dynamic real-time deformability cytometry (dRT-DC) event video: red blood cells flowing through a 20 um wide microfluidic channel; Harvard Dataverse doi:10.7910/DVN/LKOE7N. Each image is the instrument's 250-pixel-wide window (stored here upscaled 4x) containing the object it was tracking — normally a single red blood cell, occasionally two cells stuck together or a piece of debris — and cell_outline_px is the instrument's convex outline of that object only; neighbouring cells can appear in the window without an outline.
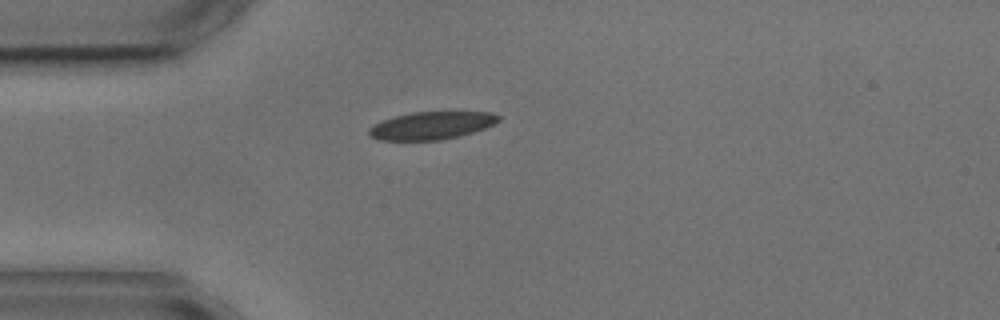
{"species": "common noctule bat (a hibernating species)", "species_latin": "Nyctalus noctula", "temperature_condition": "cold", "stored_images_in_passage": 2, "camera_frame_rate_fps": 3000, "um_per_image_px": 0.085, "animal": {"sex": "male", "body_mass_g": 17.9, "forearm_length_mm": 54.2}, "frame": {"image": 1, "passage_image": 1, "time_ms": 0.0, "image_size_px": [1000, 320], "cell_outline_px": [[500, 120], [484, 128], [460, 136], [440, 140], [380, 140], [372, 136], [368, 132], [368, 128], [384, 120], [396, 116], [412, 112], [492, 112], [500, 116]], "centroid_in_image_um": [36.7, 10.67], "position_along_channel_um": 48.3, "area_um2": 20.63}}